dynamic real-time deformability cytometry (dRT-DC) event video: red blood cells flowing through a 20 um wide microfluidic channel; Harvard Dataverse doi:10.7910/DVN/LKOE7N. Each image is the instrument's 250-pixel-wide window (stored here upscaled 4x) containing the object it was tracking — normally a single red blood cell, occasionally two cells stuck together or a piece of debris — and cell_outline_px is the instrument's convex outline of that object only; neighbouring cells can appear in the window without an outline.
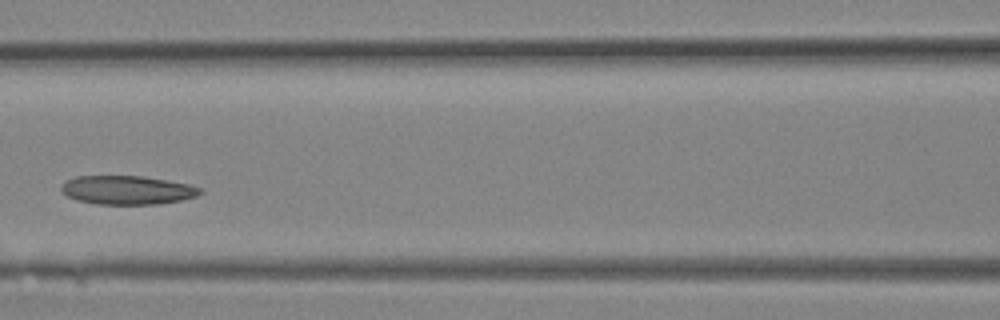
{"species": "Egyptian fruit bat (a non-hibernating species)", "species_latin": "Rousettus aegyptiacus", "temperature_condition": "room temperature", "stored_images_in_passage": 10, "camera_frame_rate_fps": 3000, "um_per_image_px": 0.085, "animal": {"sex": "female"}, "frame": {"image": 1, "passage_image": 9, "time_ms": 2.667, "image_size_px": [1000, 320], "cell_outline_px": [[204, 192], [196, 196], [180, 200], [156, 204], [96, 204], [76, 200], [68, 196], [60, 188], [64, 180], [76, 176], [144, 176], [168, 180], [188, 184], [204, 188]], "centroid_in_image_um": [10.83, 16.15], "position_along_channel_um": 155.8, "area_um2": 23.41}}